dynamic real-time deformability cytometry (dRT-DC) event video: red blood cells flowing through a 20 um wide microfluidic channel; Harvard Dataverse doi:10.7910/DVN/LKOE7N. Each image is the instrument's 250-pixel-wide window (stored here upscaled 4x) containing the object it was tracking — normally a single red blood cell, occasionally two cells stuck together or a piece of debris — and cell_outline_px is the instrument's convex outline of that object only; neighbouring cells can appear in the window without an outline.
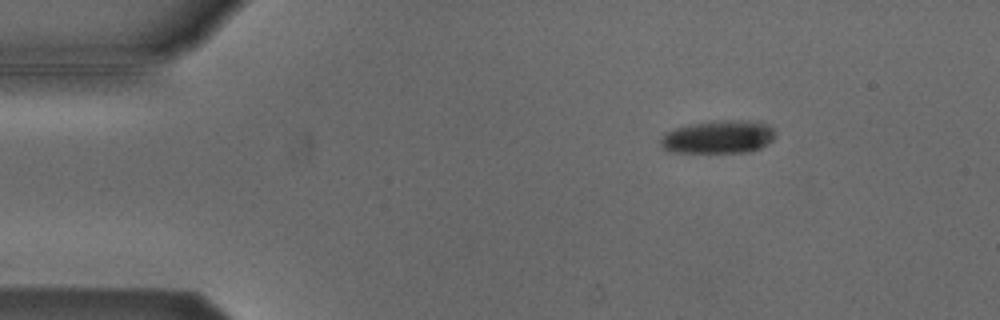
{"species": "Egyptian fruit bat (a non-hibernating species)", "species_latin": "Rousettus aegyptiacus", "temperature_condition": "cold", "stored_images_in_passage": 4, "camera_frame_rate_fps": 3000, "um_per_image_px": 0.085, "animal": {"sex": "male"}, "frame": {"image": 1, "passage_image": 2, "time_ms": 0.333, "image_size_px": [1000, 320], "cell_outline_px": [[772, 140], [760, 148], [748, 152], [672, 152], [664, 148], [660, 144], [660, 140], [668, 132], [676, 128], [692, 124], [716, 120], [748, 120], [764, 124], [772, 128]], "centroid_in_image_um": [61.05, 11.64], "position_along_channel_um": 24.0, "area_um2": 21.62}}